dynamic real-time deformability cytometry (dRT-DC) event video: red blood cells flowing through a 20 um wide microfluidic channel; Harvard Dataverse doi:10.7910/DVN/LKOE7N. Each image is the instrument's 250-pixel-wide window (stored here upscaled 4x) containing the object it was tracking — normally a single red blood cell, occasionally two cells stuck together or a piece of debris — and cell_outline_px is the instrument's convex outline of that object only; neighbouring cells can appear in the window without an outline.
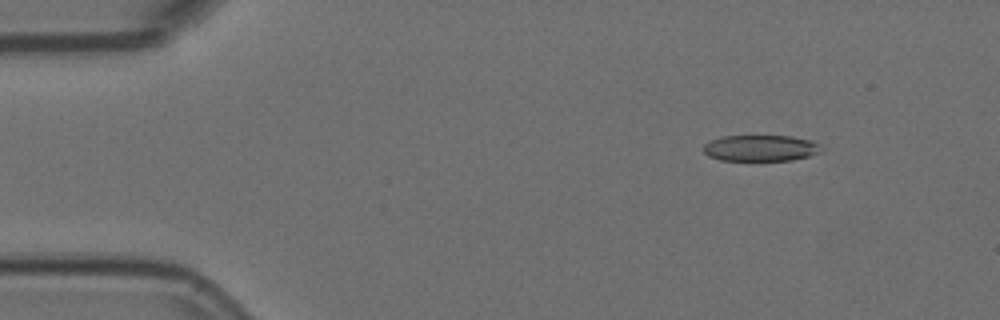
{"species": "Egyptian fruit bat (a non-hibernating species)", "species_latin": "Rousettus aegyptiacus", "temperature_condition": "room temperature", "stored_images_in_passage": 4, "camera_frame_rate_fps": 3000, "um_per_image_px": 0.085, "animal": {"sex": "female"}, "frame": {"image": 1, "passage_image": 2, "time_ms": 0.333, "image_size_px": [1000, 320], "cell_outline_px": [[820, 152], [808, 156], [792, 160], [720, 160], [708, 156], [704, 152], [704, 144], [712, 140], [724, 136], [792, 136], [812, 140], [820, 144]], "centroid_in_image_um": [64.66, 12.58], "position_along_channel_um": 20.3, "area_um2": 17.86}}